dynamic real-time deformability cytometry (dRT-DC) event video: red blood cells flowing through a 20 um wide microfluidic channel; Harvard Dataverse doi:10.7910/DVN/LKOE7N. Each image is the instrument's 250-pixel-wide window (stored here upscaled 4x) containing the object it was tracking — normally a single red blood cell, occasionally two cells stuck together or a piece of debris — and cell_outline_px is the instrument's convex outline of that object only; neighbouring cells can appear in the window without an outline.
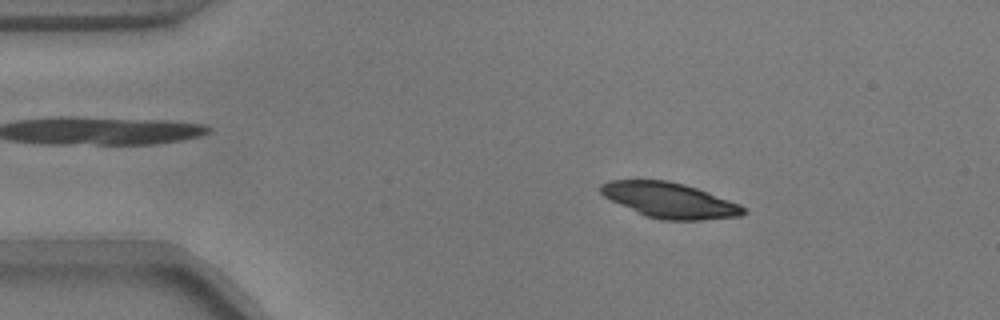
{"species": "common noctule bat (a hibernating species)", "species_latin": "Nyctalus noctula", "temperature_condition": "warm", "stored_images_in_passage": 54, "segment_of_instrument_passage": [1, 2], "camera_frame_rate_fps": 3000, "um_per_image_px": 0.085, "animal": {"sex": "male", "body_mass_g": 17.9}, "frame": {"image": 1, "passage_image": 8, "time_ms": 2.333, "image_size_px": [1000, 320], "cell_outline_px": [[748, 212], [740, 216], [700, 220], [660, 220], [648, 216], [620, 204], [604, 196], [600, 192], [600, 184], [608, 180], [668, 180], [684, 184], [708, 192], [740, 204]], "centroid_in_image_um": [56.94, 17.01], "position_along_channel_um": 28.1, "area_um2": 29.07}}